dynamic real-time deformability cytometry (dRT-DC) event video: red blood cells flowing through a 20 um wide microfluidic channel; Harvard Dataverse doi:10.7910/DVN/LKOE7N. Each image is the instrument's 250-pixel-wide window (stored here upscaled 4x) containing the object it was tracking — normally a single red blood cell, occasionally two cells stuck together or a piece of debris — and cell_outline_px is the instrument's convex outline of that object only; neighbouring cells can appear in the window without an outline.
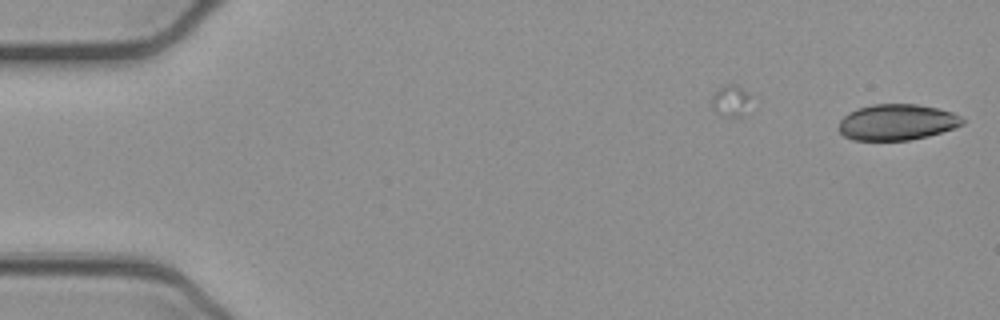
{"species": "common noctule bat (a hibernating species)", "species_latin": "Nyctalus noctula", "temperature_condition": "cold", "stored_images_in_passage": 8, "camera_frame_rate_fps": 3000, "um_per_image_px": 0.085, "animal": {"sex": "female", "body_mass_g": 21.9}, "frame": {"image": 1, "passage_image": 8, "time_ms": 2.333, "image_size_px": [1000, 320], "cell_outline_px": [[964, 124], [956, 128], [928, 136], [908, 140], [852, 140], [844, 136], [836, 128], [840, 120], [848, 112], [872, 104], [916, 104], [936, 108], [952, 112], [960, 116], [964, 120]], "centroid_in_image_um": [76.23, 10.39], "position_along_channel_um": 8.8, "area_um2": 26.07}}